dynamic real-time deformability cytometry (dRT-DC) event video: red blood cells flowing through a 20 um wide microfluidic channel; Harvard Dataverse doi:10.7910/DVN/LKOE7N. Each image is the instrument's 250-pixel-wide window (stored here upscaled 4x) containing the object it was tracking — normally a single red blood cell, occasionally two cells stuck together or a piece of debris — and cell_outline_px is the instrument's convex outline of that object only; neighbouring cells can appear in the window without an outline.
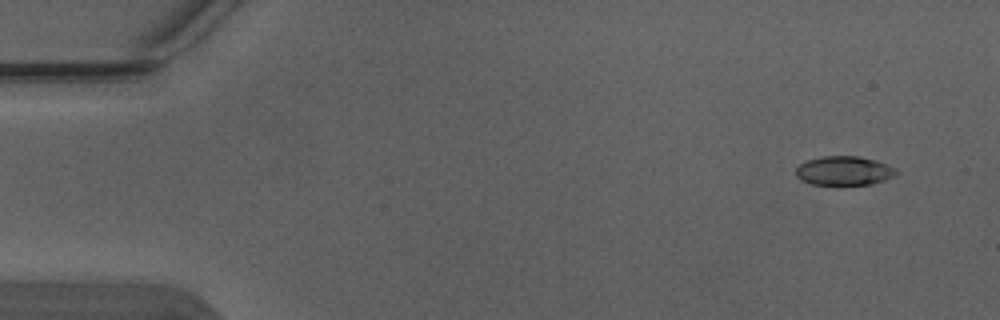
{"species": "Egyptian fruit bat (a non-hibernating species)", "species_latin": "Rousettus aegyptiacus", "temperature_condition": "warm", "stored_images_in_passage": 4, "camera_frame_rate_fps": 3000, "um_per_image_px": 0.085, "animal": {"sex": "male"}, "frame": {"image": 1, "passage_image": 1, "time_ms": 0.0, "image_size_px": [1000, 320], "cell_outline_px": [[900, 172], [884, 180], [872, 184], [812, 184], [796, 176], [796, 168], [800, 164], [808, 160], [824, 156], [860, 156], [876, 160], [896, 168]], "centroid_in_image_um": [71.78, 14.5], "position_along_channel_um": 13.2, "area_um2": 16.82}}